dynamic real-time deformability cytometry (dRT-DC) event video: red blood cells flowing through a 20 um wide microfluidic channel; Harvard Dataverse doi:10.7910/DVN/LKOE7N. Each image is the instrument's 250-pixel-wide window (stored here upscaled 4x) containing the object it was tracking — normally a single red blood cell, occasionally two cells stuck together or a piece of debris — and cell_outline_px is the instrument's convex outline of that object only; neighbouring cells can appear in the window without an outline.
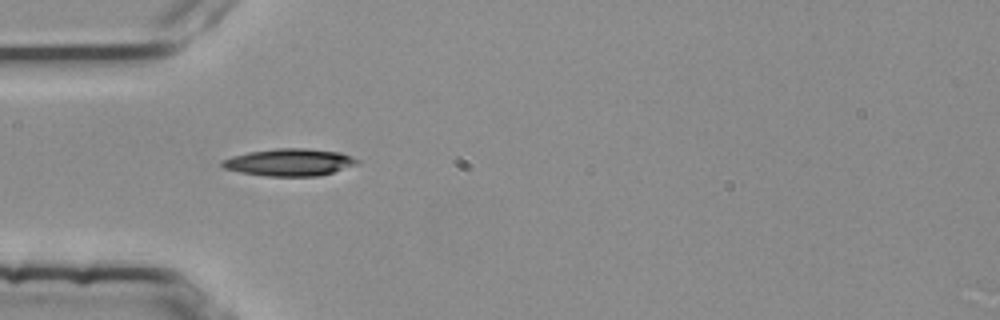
{"species": "common noctule bat (a hibernating species)", "species_latin": "Nyctalus noctula", "temperature_condition": "room temperature", "stored_images_in_passage": 2, "camera_frame_rate_fps": 3000, "um_per_image_px": 0.085, "animal": {"sex": "female", "body_mass_g": 25.1}, "frame": {"image": 1, "passage_image": 2, "time_ms": 0.333, "image_size_px": [1000, 320], "cell_outline_px": [[360, 164], [320, 176], [264, 176], [240, 172], [224, 168], [220, 164], [220, 160], [232, 156], [248, 152], [276, 148], [304, 148], [340, 152], [352, 156], [360, 160]], "centroid_in_image_um": [24.63, 13.79], "position_along_channel_um": 60.4, "area_um2": 21.68}}